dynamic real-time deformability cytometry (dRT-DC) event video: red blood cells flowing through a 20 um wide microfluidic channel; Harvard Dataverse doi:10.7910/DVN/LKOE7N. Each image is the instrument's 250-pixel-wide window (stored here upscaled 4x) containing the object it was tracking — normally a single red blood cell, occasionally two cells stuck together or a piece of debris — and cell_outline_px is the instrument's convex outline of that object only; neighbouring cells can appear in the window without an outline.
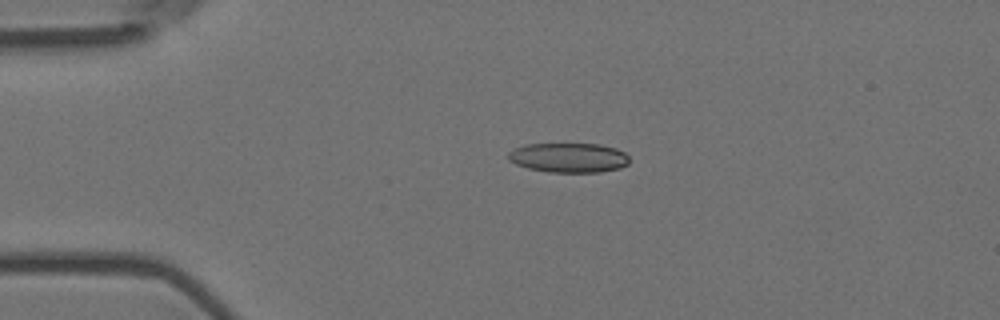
{"species": "Egyptian fruit bat (a non-hibernating species)", "species_latin": "Rousettus aegyptiacus", "temperature_condition": "room temperature", "stored_images_in_passage": 5, "camera_frame_rate_fps": 3000, "um_per_image_px": 0.085, "animal": {"sex": "female"}, "frame": {"image": 1, "passage_image": 4, "time_ms": 1.0, "image_size_px": [1000, 320], "cell_outline_px": [[628, 164], [620, 168], [600, 172], [548, 172], [528, 168], [516, 164], [508, 160], [508, 152], [512, 148], [524, 144], [600, 144], [616, 148], [624, 152], [628, 156]], "centroid_in_image_um": [48.31, 13.4], "position_along_channel_um": 36.7, "area_um2": 21.04}}